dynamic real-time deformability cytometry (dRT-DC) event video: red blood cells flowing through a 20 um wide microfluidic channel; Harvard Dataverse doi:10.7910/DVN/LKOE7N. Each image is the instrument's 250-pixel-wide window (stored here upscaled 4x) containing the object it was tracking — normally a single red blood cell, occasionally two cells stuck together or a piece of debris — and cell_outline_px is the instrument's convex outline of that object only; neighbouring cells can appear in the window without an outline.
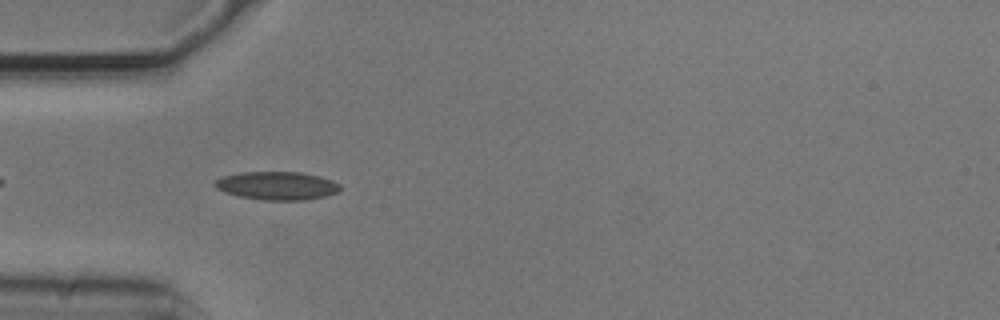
{"species": "common noctule bat (a hibernating species)", "species_latin": "Nyctalus noctula", "temperature_condition": "cold", "stored_images_in_passage": 41, "camera_frame_rate_fps": 3000, "um_per_image_px": 0.085, "animal": {"sex": "male", "body_mass_g": 20.5, "forearm_length_mm": 52.5}, "frame": {"image": 1, "passage_image": 3, "time_ms": 0.667, "image_size_px": [1000, 320], "cell_outline_px": [[340, 188], [336, 192], [324, 196], [304, 200], [264, 200], [240, 196], [224, 192], [216, 188], [212, 184], [216, 180], [224, 176], [240, 172], [300, 172], [320, 176], [332, 180], [340, 184]], "centroid_in_image_um": [23.53, 15.78], "position_along_channel_um": 61.5, "area_um2": 20.52}}
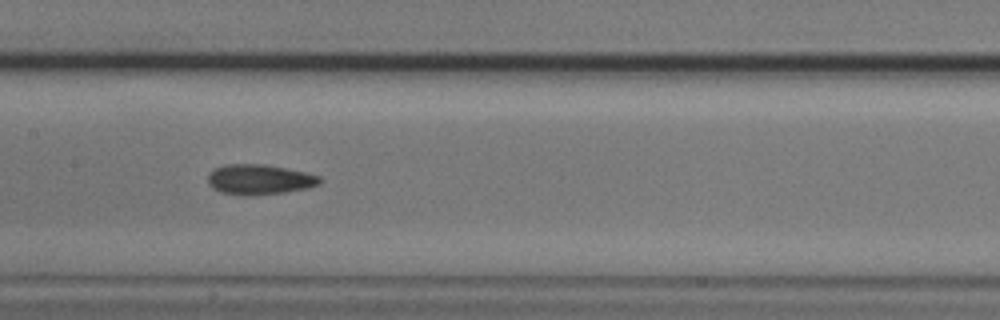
{"frame": {"image": 2, "passage_image": 13, "time_ms": 4.0, "image_size_px": [1000, 320], "cell_outline_px": [[324, 180], [320, 184], [304, 188], [284, 192], [252, 196], [220, 192], [212, 188], [208, 184], [208, 176], [212, 168], [224, 164], [264, 164], [304, 172], [320, 176]], "centroid_in_image_um": [22.01, 15.25], "position_along_channel_um": 185.4, "area_um2": 19.71}}
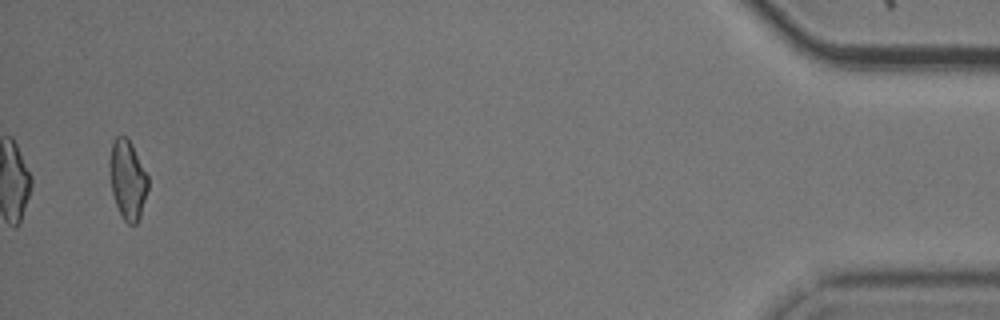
{"frame": {"image": 3, "passage_image": 39, "time_ms": 12.667, "image_size_px": [1000, 320], "cell_outline_px": [[148, 188], [140, 216], [136, 224], [128, 224], [124, 220], [116, 204], [112, 192], [108, 164], [112, 144], [116, 136], [124, 136], [132, 144], [148, 176]], "centroid_in_image_um": [10.84, 15.26], "position_along_channel_um": 424.4, "area_um2": 17.57}, "authors_computed_cell_mechanics": {"area_um2": 18.6694, "velocity_mm_per_s": 3.7386, "shape_relaxation_time_tau1_ms": null, "shape_relaxation_time_tau2_ms": 3.3929, "deformation_change_tau1": null, "deformation_change_tau2": 0.1078}}